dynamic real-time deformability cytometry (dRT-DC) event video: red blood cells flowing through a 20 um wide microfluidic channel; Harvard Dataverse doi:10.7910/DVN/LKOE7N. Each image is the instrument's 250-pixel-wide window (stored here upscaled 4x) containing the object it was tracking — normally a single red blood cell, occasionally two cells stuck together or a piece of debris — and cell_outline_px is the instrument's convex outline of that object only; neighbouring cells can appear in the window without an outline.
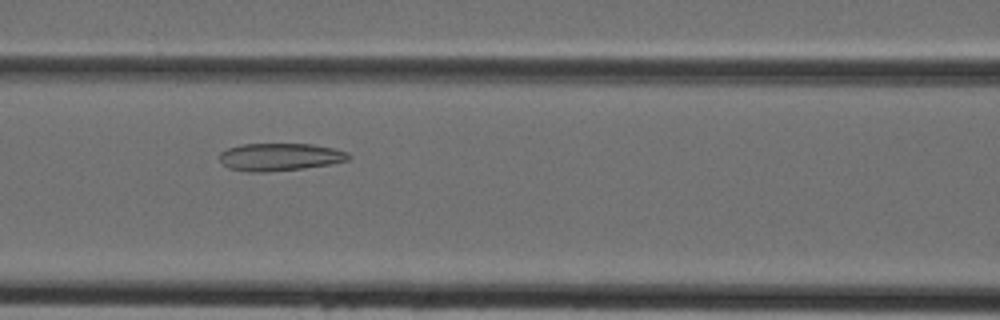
{"species": "Egyptian fruit bat (a non-hibernating species)", "species_latin": "Rousettus aegyptiacus", "temperature_condition": "cold", "stored_images_in_passage": 31, "camera_frame_rate_fps": 3000, "um_per_image_px": 0.085, "animal": {"sex": "female"}, "frame": {"image": 1, "passage_image": 6, "time_ms": 1.667, "image_size_px": [1000, 320], "cell_outline_px": [[352, 156], [348, 160], [332, 164], [304, 168], [268, 172], [248, 172], [228, 168], [220, 160], [220, 152], [228, 148], [240, 144], [312, 144], [332, 148], [348, 152]], "centroid_in_image_um": [23.8, 13.34], "position_along_channel_um": 142.8, "area_um2": 20.87}}
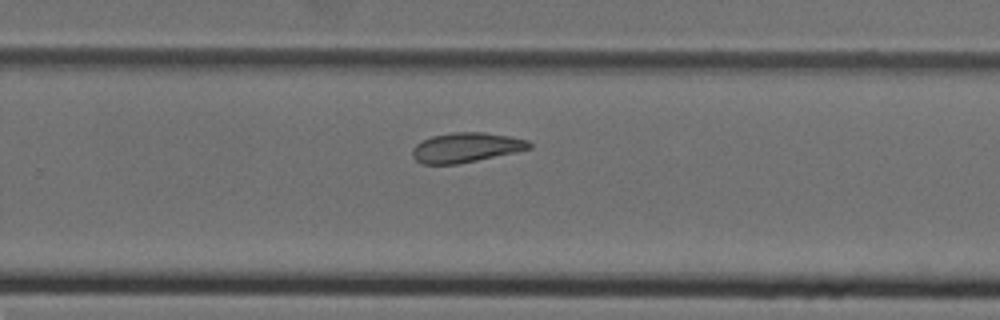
{"frame": {"image": 2, "passage_image": 16, "time_ms": 5.0, "image_size_px": [1000, 320], "cell_outline_px": [[532, 148], [516, 152], [456, 164], [420, 164], [412, 156], [412, 148], [420, 140], [432, 136], [452, 132], [484, 132], [508, 136], [528, 140], [532, 144]], "centroid_in_image_um": [39.58, 12.53], "position_along_channel_um": 290.2, "area_um2": 20.29}}
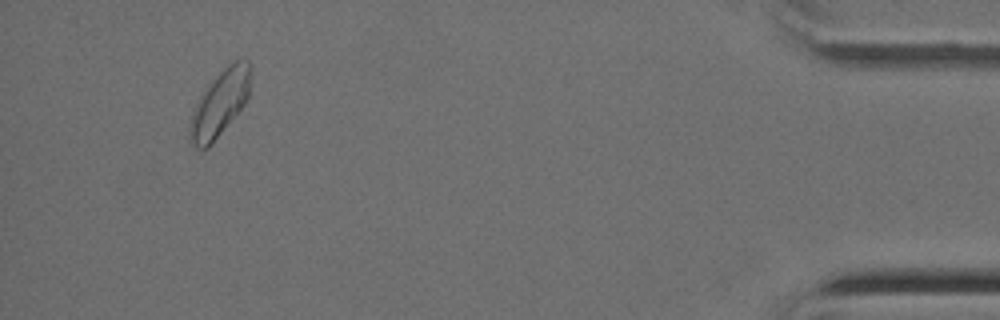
{"frame": {"image": 3, "passage_image": 29, "time_ms": 9.333, "image_size_px": [1000, 320], "cell_outline_px": [[252, 68], [248, 96], [244, 104], [208, 148], [196, 148], [192, 144], [188, 136], [192, 116], [204, 88], [228, 64], [236, 60], [248, 60], [252, 64]], "centroid_in_image_um": [18.71, 8.76], "position_along_channel_um": 416.5, "area_um2": 22.89}}